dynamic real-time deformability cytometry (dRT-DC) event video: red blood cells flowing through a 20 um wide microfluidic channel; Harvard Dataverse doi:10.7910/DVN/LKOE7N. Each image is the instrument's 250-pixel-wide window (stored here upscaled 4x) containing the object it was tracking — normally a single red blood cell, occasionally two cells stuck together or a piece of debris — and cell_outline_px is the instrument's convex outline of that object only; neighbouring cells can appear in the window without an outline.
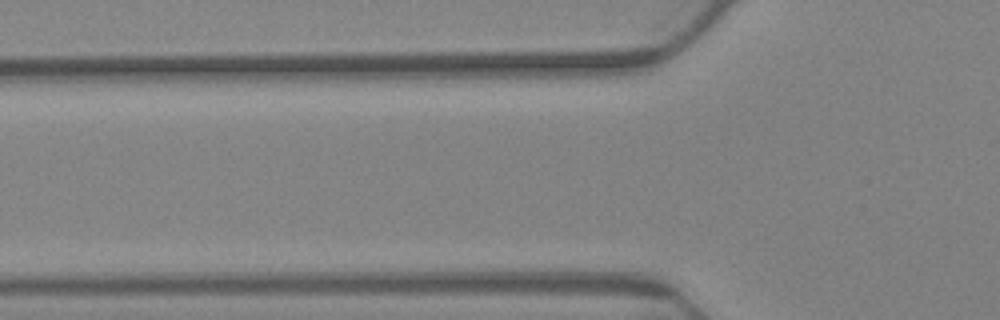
{"species": "Egyptian fruit bat (a non-hibernating species)", "species_latin": "Rousettus aegyptiacus", "temperature_condition": "warm", "stored_images_in_passage": 3, "camera_frame_rate_fps": 3000, "um_per_image_px": 0.085, "animal": {"sex": "female"}, "frame": {"image": 1, "passage_image": 2, "time_ms": 0.333, "image_size_px": [1000, 320], "cell_outline_px": [[748, 280], [744, 280], [696, 248], [672, 228], [668, 224], [668, 220], [680, 220], [708, 228], [740, 264]], "centroid_in_image_um": [60.17, 20.83], "position_along_channel_um": 65.6, "area_um2": 10.46}}